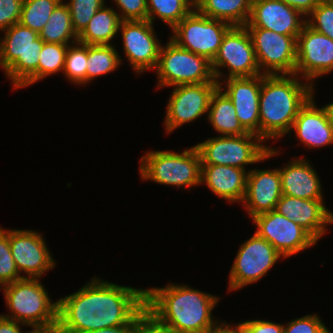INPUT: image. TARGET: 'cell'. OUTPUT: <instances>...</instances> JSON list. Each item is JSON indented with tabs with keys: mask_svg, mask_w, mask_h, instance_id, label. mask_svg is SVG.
Listing matches in <instances>:
<instances>
[{
	"mask_svg": "<svg viewBox=\"0 0 333 333\" xmlns=\"http://www.w3.org/2000/svg\"><path fill=\"white\" fill-rule=\"evenodd\" d=\"M218 87V82L174 86L166 108L165 131L170 134L183 124L208 115L211 97Z\"/></svg>",
	"mask_w": 333,
	"mask_h": 333,
	"instance_id": "obj_14",
	"label": "cell"
},
{
	"mask_svg": "<svg viewBox=\"0 0 333 333\" xmlns=\"http://www.w3.org/2000/svg\"><path fill=\"white\" fill-rule=\"evenodd\" d=\"M248 171L227 165H202L201 184L230 203L241 202L246 192Z\"/></svg>",
	"mask_w": 333,
	"mask_h": 333,
	"instance_id": "obj_24",
	"label": "cell"
},
{
	"mask_svg": "<svg viewBox=\"0 0 333 333\" xmlns=\"http://www.w3.org/2000/svg\"><path fill=\"white\" fill-rule=\"evenodd\" d=\"M306 24L333 40V3L320 0L307 16Z\"/></svg>",
	"mask_w": 333,
	"mask_h": 333,
	"instance_id": "obj_36",
	"label": "cell"
},
{
	"mask_svg": "<svg viewBox=\"0 0 333 333\" xmlns=\"http://www.w3.org/2000/svg\"><path fill=\"white\" fill-rule=\"evenodd\" d=\"M292 130L305 147L314 149L333 144V122L329 111L326 105L317 107L314 94L300 108L290 133Z\"/></svg>",
	"mask_w": 333,
	"mask_h": 333,
	"instance_id": "obj_22",
	"label": "cell"
},
{
	"mask_svg": "<svg viewBox=\"0 0 333 333\" xmlns=\"http://www.w3.org/2000/svg\"><path fill=\"white\" fill-rule=\"evenodd\" d=\"M88 60V45L75 42L68 45L65 55V67L63 74L76 85H86V69ZM84 84V85H83Z\"/></svg>",
	"mask_w": 333,
	"mask_h": 333,
	"instance_id": "obj_32",
	"label": "cell"
},
{
	"mask_svg": "<svg viewBox=\"0 0 333 333\" xmlns=\"http://www.w3.org/2000/svg\"><path fill=\"white\" fill-rule=\"evenodd\" d=\"M31 328V331H24V333H60L58 325L32 326Z\"/></svg>",
	"mask_w": 333,
	"mask_h": 333,
	"instance_id": "obj_46",
	"label": "cell"
},
{
	"mask_svg": "<svg viewBox=\"0 0 333 333\" xmlns=\"http://www.w3.org/2000/svg\"><path fill=\"white\" fill-rule=\"evenodd\" d=\"M122 21L147 20V0H114Z\"/></svg>",
	"mask_w": 333,
	"mask_h": 333,
	"instance_id": "obj_38",
	"label": "cell"
},
{
	"mask_svg": "<svg viewBox=\"0 0 333 333\" xmlns=\"http://www.w3.org/2000/svg\"><path fill=\"white\" fill-rule=\"evenodd\" d=\"M86 84L94 78L113 73L122 64L114 45H88Z\"/></svg>",
	"mask_w": 333,
	"mask_h": 333,
	"instance_id": "obj_30",
	"label": "cell"
},
{
	"mask_svg": "<svg viewBox=\"0 0 333 333\" xmlns=\"http://www.w3.org/2000/svg\"><path fill=\"white\" fill-rule=\"evenodd\" d=\"M260 72L264 75L295 74L297 36L262 28H247Z\"/></svg>",
	"mask_w": 333,
	"mask_h": 333,
	"instance_id": "obj_12",
	"label": "cell"
},
{
	"mask_svg": "<svg viewBox=\"0 0 333 333\" xmlns=\"http://www.w3.org/2000/svg\"><path fill=\"white\" fill-rule=\"evenodd\" d=\"M24 276L19 274L9 245V230L0 226V286L13 283Z\"/></svg>",
	"mask_w": 333,
	"mask_h": 333,
	"instance_id": "obj_35",
	"label": "cell"
},
{
	"mask_svg": "<svg viewBox=\"0 0 333 333\" xmlns=\"http://www.w3.org/2000/svg\"><path fill=\"white\" fill-rule=\"evenodd\" d=\"M207 120L221 136H236L248 133L240 124L231 99L220 87L215 90L211 97Z\"/></svg>",
	"mask_w": 333,
	"mask_h": 333,
	"instance_id": "obj_26",
	"label": "cell"
},
{
	"mask_svg": "<svg viewBox=\"0 0 333 333\" xmlns=\"http://www.w3.org/2000/svg\"><path fill=\"white\" fill-rule=\"evenodd\" d=\"M286 324H283V333H331L316 313L295 318Z\"/></svg>",
	"mask_w": 333,
	"mask_h": 333,
	"instance_id": "obj_37",
	"label": "cell"
},
{
	"mask_svg": "<svg viewBox=\"0 0 333 333\" xmlns=\"http://www.w3.org/2000/svg\"><path fill=\"white\" fill-rule=\"evenodd\" d=\"M227 80V81H226ZM226 82V83H225ZM224 87L223 88V84ZM262 74L254 77L225 78L219 87L231 99L242 127L260 137L259 98Z\"/></svg>",
	"mask_w": 333,
	"mask_h": 333,
	"instance_id": "obj_18",
	"label": "cell"
},
{
	"mask_svg": "<svg viewBox=\"0 0 333 333\" xmlns=\"http://www.w3.org/2000/svg\"><path fill=\"white\" fill-rule=\"evenodd\" d=\"M202 15L232 26H245L251 15L252 0H194Z\"/></svg>",
	"mask_w": 333,
	"mask_h": 333,
	"instance_id": "obj_25",
	"label": "cell"
},
{
	"mask_svg": "<svg viewBox=\"0 0 333 333\" xmlns=\"http://www.w3.org/2000/svg\"><path fill=\"white\" fill-rule=\"evenodd\" d=\"M24 0H0V31L19 23Z\"/></svg>",
	"mask_w": 333,
	"mask_h": 333,
	"instance_id": "obj_39",
	"label": "cell"
},
{
	"mask_svg": "<svg viewBox=\"0 0 333 333\" xmlns=\"http://www.w3.org/2000/svg\"><path fill=\"white\" fill-rule=\"evenodd\" d=\"M9 245L17 270L24 278H39L55 267L45 238L34 230H9Z\"/></svg>",
	"mask_w": 333,
	"mask_h": 333,
	"instance_id": "obj_17",
	"label": "cell"
},
{
	"mask_svg": "<svg viewBox=\"0 0 333 333\" xmlns=\"http://www.w3.org/2000/svg\"><path fill=\"white\" fill-rule=\"evenodd\" d=\"M326 107L329 111L330 117H331L332 122H333V102L326 104Z\"/></svg>",
	"mask_w": 333,
	"mask_h": 333,
	"instance_id": "obj_47",
	"label": "cell"
},
{
	"mask_svg": "<svg viewBox=\"0 0 333 333\" xmlns=\"http://www.w3.org/2000/svg\"><path fill=\"white\" fill-rule=\"evenodd\" d=\"M306 18L293 7L278 0H252L246 28H262L287 36H298Z\"/></svg>",
	"mask_w": 333,
	"mask_h": 333,
	"instance_id": "obj_19",
	"label": "cell"
},
{
	"mask_svg": "<svg viewBox=\"0 0 333 333\" xmlns=\"http://www.w3.org/2000/svg\"><path fill=\"white\" fill-rule=\"evenodd\" d=\"M279 168L282 194L300 199L323 200L318 173L306 158H293Z\"/></svg>",
	"mask_w": 333,
	"mask_h": 333,
	"instance_id": "obj_23",
	"label": "cell"
},
{
	"mask_svg": "<svg viewBox=\"0 0 333 333\" xmlns=\"http://www.w3.org/2000/svg\"><path fill=\"white\" fill-rule=\"evenodd\" d=\"M145 308V289L122 286L93 277L83 287L58 300L60 333H86L129 324Z\"/></svg>",
	"mask_w": 333,
	"mask_h": 333,
	"instance_id": "obj_1",
	"label": "cell"
},
{
	"mask_svg": "<svg viewBox=\"0 0 333 333\" xmlns=\"http://www.w3.org/2000/svg\"><path fill=\"white\" fill-rule=\"evenodd\" d=\"M195 146L202 165H227L245 170L246 165L266 161L280 152L263 144L258 135L249 132L236 136L219 135Z\"/></svg>",
	"mask_w": 333,
	"mask_h": 333,
	"instance_id": "obj_7",
	"label": "cell"
},
{
	"mask_svg": "<svg viewBox=\"0 0 333 333\" xmlns=\"http://www.w3.org/2000/svg\"><path fill=\"white\" fill-rule=\"evenodd\" d=\"M66 4L70 11L73 30L79 35L94 14L106 3L105 0H70Z\"/></svg>",
	"mask_w": 333,
	"mask_h": 333,
	"instance_id": "obj_34",
	"label": "cell"
},
{
	"mask_svg": "<svg viewBox=\"0 0 333 333\" xmlns=\"http://www.w3.org/2000/svg\"><path fill=\"white\" fill-rule=\"evenodd\" d=\"M221 322L214 333H248L246 327L239 322L237 325Z\"/></svg>",
	"mask_w": 333,
	"mask_h": 333,
	"instance_id": "obj_45",
	"label": "cell"
},
{
	"mask_svg": "<svg viewBox=\"0 0 333 333\" xmlns=\"http://www.w3.org/2000/svg\"><path fill=\"white\" fill-rule=\"evenodd\" d=\"M195 8L194 0H147V20L156 17L173 29Z\"/></svg>",
	"mask_w": 333,
	"mask_h": 333,
	"instance_id": "obj_29",
	"label": "cell"
},
{
	"mask_svg": "<svg viewBox=\"0 0 333 333\" xmlns=\"http://www.w3.org/2000/svg\"><path fill=\"white\" fill-rule=\"evenodd\" d=\"M154 70L158 78L157 88L217 82L207 58L179 47L171 39L161 46Z\"/></svg>",
	"mask_w": 333,
	"mask_h": 333,
	"instance_id": "obj_8",
	"label": "cell"
},
{
	"mask_svg": "<svg viewBox=\"0 0 333 333\" xmlns=\"http://www.w3.org/2000/svg\"><path fill=\"white\" fill-rule=\"evenodd\" d=\"M39 278H21L2 286L9 314L3 317L30 326L58 325V301L52 302Z\"/></svg>",
	"mask_w": 333,
	"mask_h": 333,
	"instance_id": "obj_5",
	"label": "cell"
},
{
	"mask_svg": "<svg viewBox=\"0 0 333 333\" xmlns=\"http://www.w3.org/2000/svg\"><path fill=\"white\" fill-rule=\"evenodd\" d=\"M275 210L304 228L317 242L326 233L327 226L333 223L324 200H309L283 194Z\"/></svg>",
	"mask_w": 333,
	"mask_h": 333,
	"instance_id": "obj_21",
	"label": "cell"
},
{
	"mask_svg": "<svg viewBox=\"0 0 333 333\" xmlns=\"http://www.w3.org/2000/svg\"><path fill=\"white\" fill-rule=\"evenodd\" d=\"M139 314L126 325L115 327H106L104 329H97L88 331L86 333H138Z\"/></svg>",
	"mask_w": 333,
	"mask_h": 333,
	"instance_id": "obj_42",
	"label": "cell"
},
{
	"mask_svg": "<svg viewBox=\"0 0 333 333\" xmlns=\"http://www.w3.org/2000/svg\"><path fill=\"white\" fill-rule=\"evenodd\" d=\"M62 0H24L19 23L40 32Z\"/></svg>",
	"mask_w": 333,
	"mask_h": 333,
	"instance_id": "obj_31",
	"label": "cell"
},
{
	"mask_svg": "<svg viewBox=\"0 0 333 333\" xmlns=\"http://www.w3.org/2000/svg\"><path fill=\"white\" fill-rule=\"evenodd\" d=\"M215 80L223 77H254L262 74L258 67L251 36L246 26H232L225 34L218 53L211 62ZM226 68L228 74L221 72Z\"/></svg>",
	"mask_w": 333,
	"mask_h": 333,
	"instance_id": "obj_10",
	"label": "cell"
},
{
	"mask_svg": "<svg viewBox=\"0 0 333 333\" xmlns=\"http://www.w3.org/2000/svg\"><path fill=\"white\" fill-rule=\"evenodd\" d=\"M138 333H181L160 322L146 307L139 313Z\"/></svg>",
	"mask_w": 333,
	"mask_h": 333,
	"instance_id": "obj_40",
	"label": "cell"
},
{
	"mask_svg": "<svg viewBox=\"0 0 333 333\" xmlns=\"http://www.w3.org/2000/svg\"><path fill=\"white\" fill-rule=\"evenodd\" d=\"M295 74L315 87V80L333 71V40L304 25L297 36Z\"/></svg>",
	"mask_w": 333,
	"mask_h": 333,
	"instance_id": "obj_16",
	"label": "cell"
},
{
	"mask_svg": "<svg viewBox=\"0 0 333 333\" xmlns=\"http://www.w3.org/2000/svg\"><path fill=\"white\" fill-rule=\"evenodd\" d=\"M251 220L257 228L256 233L285 258L305 251L317 243L304 228L276 210L259 214Z\"/></svg>",
	"mask_w": 333,
	"mask_h": 333,
	"instance_id": "obj_13",
	"label": "cell"
},
{
	"mask_svg": "<svg viewBox=\"0 0 333 333\" xmlns=\"http://www.w3.org/2000/svg\"><path fill=\"white\" fill-rule=\"evenodd\" d=\"M231 27L229 23L204 16L194 8L171 30L173 35L169 39L212 62Z\"/></svg>",
	"mask_w": 333,
	"mask_h": 333,
	"instance_id": "obj_9",
	"label": "cell"
},
{
	"mask_svg": "<svg viewBox=\"0 0 333 333\" xmlns=\"http://www.w3.org/2000/svg\"><path fill=\"white\" fill-rule=\"evenodd\" d=\"M68 45L44 42L38 62V81L63 72Z\"/></svg>",
	"mask_w": 333,
	"mask_h": 333,
	"instance_id": "obj_33",
	"label": "cell"
},
{
	"mask_svg": "<svg viewBox=\"0 0 333 333\" xmlns=\"http://www.w3.org/2000/svg\"><path fill=\"white\" fill-rule=\"evenodd\" d=\"M27 326L23 323L8 319L0 315V333H24L21 326Z\"/></svg>",
	"mask_w": 333,
	"mask_h": 333,
	"instance_id": "obj_44",
	"label": "cell"
},
{
	"mask_svg": "<svg viewBox=\"0 0 333 333\" xmlns=\"http://www.w3.org/2000/svg\"><path fill=\"white\" fill-rule=\"evenodd\" d=\"M282 195L279 168L248 171L242 205L251 219L259 214L275 210Z\"/></svg>",
	"mask_w": 333,
	"mask_h": 333,
	"instance_id": "obj_20",
	"label": "cell"
},
{
	"mask_svg": "<svg viewBox=\"0 0 333 333\" xmlns=\"http://www.w3.org/2000/svg\"><path fill=\"white\" fill-rule=\"evenodd\" d=\"M300 12L305 18L313 11L320 0H278Z\"/></svg>",
	"mask_w": 333,
	"mask_h": 333,
	"instance_id": "obj_43",
	"label": "cell"
},
{
	"mask_svg": "<svg viewBox=\"0 0 333 333\" xmlns=\"http://www.w3.org/2000/svg\"><path fill=\"white\" fill-rule=\"evenodd\" d=\"M229 274V291L242 289L263 278L280 258L285 259L256 232L239 246Z\"/></svg>",
	"mask_w": 333,
	"mask_h": 333,
	"instance_id": "obj_11",
	"label": "cell"
},
{
	"mask_svg": "<svg viewBox=\"0 0 333 333\" xmlns=\"http://www.w3.org/2000/svg\"><path fill=\"white\" fill-rule=\"evenodd\" d=\"M119 14L112 7H101L78 35V42L87 45H112V39L119 32Z\"/></svg>",
	"mask_w": 333,
	"mask_h": 333,
	"instance_id": "obj_27",
	"label": "cell"
},
{
	"mask_svg": "<svg viewBox=\"0 0 333 333\" xmlns=\"http://www.w3.org/2000/svg\"><path fill=\"white\" fill-rule=\"evenodd\" d=\"M0 37V67L5 71L13 89L24 88L38 82V62L44 41L39 33L14 24Z\"/></svg>",
	"mask_w": 333,
	"mask_h": 333,
	"instance_id": "obj_4",
	"label": "cell"
},
{
	"mask_svg": "<svg viewBox=\"0 0 333 333\" xmlns=\"http://www.w3.org/2000/svg\"><path fill=\"white\" fill-rule=\"evenodd\" d=\"M123 51L136 74L156 69L162 43L149 20L121 21Z\"/></svg>",
	"mask_w": 333,
	"mask_h": 333,
	"instance_id": "obj_15",
	"label": "cell"
},
{
	"mask_svg": "<svg viewBox=\"0 0 333 333\" xmlns=\"http://www.w3.org/2000/svg\"><path fill=\"white\" fill-rule=\"evenodd\" d=\"M201 157L192 146L183 152L169 150L146 152L140 159L139 173L144 181L189 189L200 186Z\"/></svg>",
	"mask_w": 333,
	"mask_h": 333,
	"instance_id": "obj_6",
	"label": "cell"
},
{
	"mask_svg": "<svg viewBox=\"0 0 333 333\" xmlns=\"http://www.w3.org/2000/svg\"><path fill=\"white\" fill-rule=\"evenodd\" d=\"M220 298L187 285L170 283L145 288V307L163 324L181 333H214L219 324L212 311Z\"/></svg>",
	"mask_w": 333,
	"mask_h": 333,
	"instance_id": "obj_2",
	"label": "cell"
},
{
	"mask_svg": "<svg viewBox=\"0 0 333 333\" xmlns=\"http://www.w3.org/2000/svg\"><path fill=\"white\" fill-rule=\"evenodd\" d=\"M248 333H283V324L269 320H246L241 322Z\"/></svg>",
	"mask_w": 333,
	"mask_h": 333,
	"instance_id": "obj_41",
	"label": "cell"
},
{
	"mask_svg": "<svg viewBox=\"0 0 333 333\" xmlns=\"http://www.w3.org/2000/svg\"><path fill=\"white\" fill-rule=\"evenodd\" d=\"M300 79L296 74H262L259 118L264 142L290 133L300 108L313 95L315 87Z\"/></svg>",
	"mask_w": 333,
	"mask_h": 333,
	"instance_id": "obj_3",
	"label": "cell"
},
{
	"mask_svg": "<svg viewBox=\"0 0 333 333\" xmlns=\"http://www.w3.org/2000/svg\"><path fill=\"white\" fill-rule=\"evenodd\" d=\"M63 2L62 0L57 5L48 22L39 32V37L44 42L70 45L78 41V35L72 27L69 8Z\"/></svg>",
	"mask_w": 333,
	"mask_h": 333,
	"instance_id": "obj_28",
	"label": "cell"
}]
</instances>
